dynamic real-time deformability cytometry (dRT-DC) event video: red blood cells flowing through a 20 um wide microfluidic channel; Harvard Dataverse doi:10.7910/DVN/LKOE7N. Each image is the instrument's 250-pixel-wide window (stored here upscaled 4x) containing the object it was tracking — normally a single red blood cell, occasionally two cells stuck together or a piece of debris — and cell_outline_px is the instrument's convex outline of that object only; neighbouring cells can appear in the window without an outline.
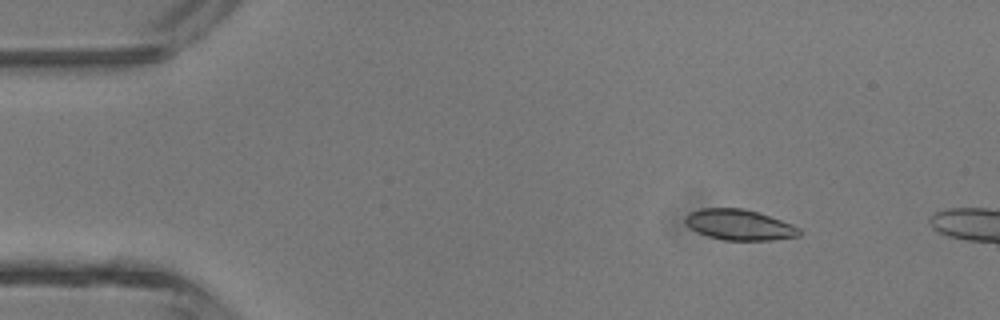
{"species": "common noctule bat (a hibernating species)", "species_latin": "Nyctalus noctula", "temperature_condition": "room temperature", "stored_images_in_passage": 3, "camera_frame_rate_fps": 3000, "um_per_image_px": 0.085, "animal": {"sex": "male", "body_mass_g": 13.3}, "frame": {"image": 1, "passage_image": 2, "time_ms": 1.0, "image_size_px": [1000, 320], "cell_outline_px": [[800, 236], [772, 240], [724, 240], [708, 236], [696, 232], [684, 220], [684, 216], [688, 212], [700, 208], [744, 208], [792, 224], [800, 228]], "centroid_in_image_um": [62.82, 19.1], "position_along_channel_um": 22.2, "area_um2": 20.29}}